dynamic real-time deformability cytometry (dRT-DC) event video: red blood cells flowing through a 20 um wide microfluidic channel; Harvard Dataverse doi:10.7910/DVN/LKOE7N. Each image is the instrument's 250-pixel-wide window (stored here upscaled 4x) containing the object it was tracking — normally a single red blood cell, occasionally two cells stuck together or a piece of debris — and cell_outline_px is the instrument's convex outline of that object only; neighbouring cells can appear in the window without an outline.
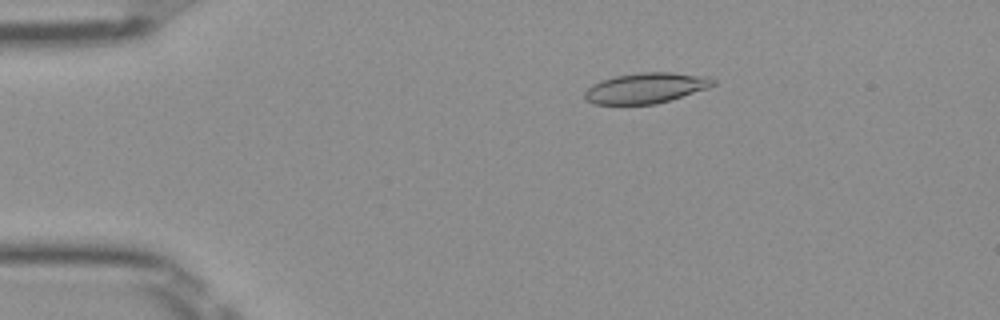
{"species": "Egyptian fruit bat (a non-hibernating species)", "species_latin": "Rousettus aegyptiacus", "temperature_condition": "room temperature", "stored_images_in_passage": 51, "camera_frame_rate_fps": 3000, "um_per_image_px": 0.085, "frame": {"image": 1, "passage_image": 10, "time_ms": 3.0, "image_size_px": [1000, 320], "cell_outline_px": [[716, 84], [708, 88], [656, 104], [592, 104], [584, 96], [584, 92], [592, 84], [600, 80], [616, 76], [640, 72], [672, 72], [708, 76], [716, 80]], "centroid_in_image_um": [54.91, 7.47], "position_along_channel_um": 30.1, "area_um2": 22.83}}
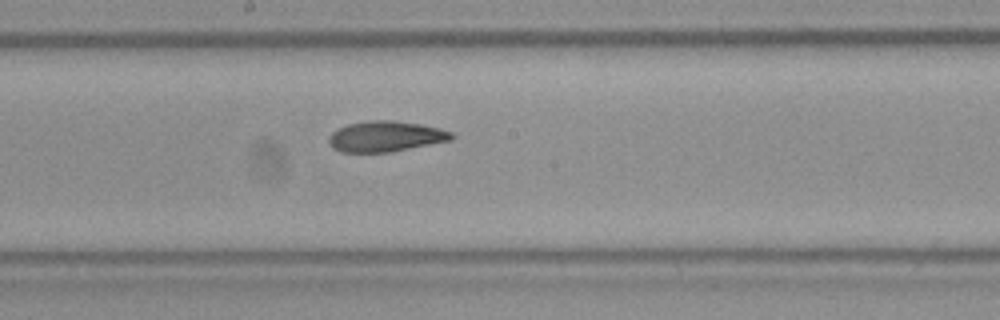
{"frame": {"image": 2, "passage_image": 28, "time_ms": 9.0, "image_size_px": [1000, 320], "cell_outline_px": [[456, 136], [452, 140], [392, 152], [340, 152], [332, 148], [328, 140], [328, 136], [336, 128], [348, 124], [368, 120], [392, 120], [420, 124], [440, 128], [452, 132]], "centroid_in_image_um": [32.77, 11.59], "position_along_channel_um": 215.4, "area_um2": 22.2}}
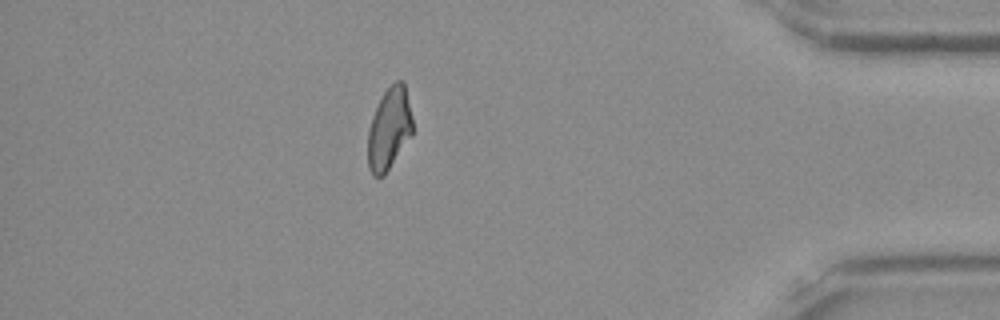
{"frame": {"image": 3, "passage_image": 45, "time_ms": 14.667, "image_size_px": [1000, 320], "cell_outline_px": [[412, 136], [384, 176], [372, 176], [368, 168], [368, 128], [372, 116], [384, 92], [396, 80], [404, 80], [412, 116]], "centroid_in_image_um": [33.08, 10.96], "position_along_channel_um": 402.1, "area_um2": 21.5}, "authors_computed_cell_mechanics": {"area_um2": 22.3686, "velocity_mm_per_s": 4.0078, "shape_relaxation_time_tau1_ms": 9.52, "shape_relaxation_time_tau2_ms": 2.9299, "deformation_change_tau1": 0.2171, "deformation_change_tau2": 0.0856}}